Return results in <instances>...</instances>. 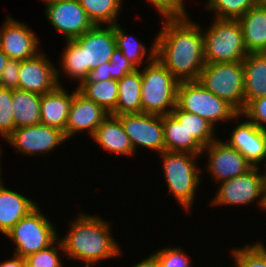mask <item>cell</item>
Segmentation results:
<instances>
[{"label": "cell", "mask_w": 266, "mask_h": 267, "mask_svg": "<svg viewBox=\"0 0 266 267\" xmlns=\"http://www.w3.org/2000/svg\"><path fill=\"white\" fill-rule=\"evenodd\" d=\"M116 47L115 25L104 29L101 25H94L74 40H67L61 66L65 75L79 79L81 84L91 70L110 62Z\"/></svg>", "instance_id": "2"}, {"label": "cell", "mask_w": 266, "mask_h": 267, "mask_svg": "<svg viewBox=\"0 0 266 267\" xmlns=\"http://www.w3.org/2000/svg\"><path fill=\"white\" fill-rule=\"evenodd\" d=\"M8 59H9L8 56L0 48V77H1L3 69L5 68L8 62Z\"/></svg>", "instance_id": "43"}, {"label": "cell", "mask_w": 266, "mask_h": 267, "mask_svg": "<svg viewBox=\"0 0 266 267\" xmlns=\"http://www.w3.org/2000/svg\"><path fill=\"white\" fill-rule=\"evenodd\" d=\"M257 6H266V0H254Z\"/></svg>", "instance_id": "44"}, {"label": "cell", "mask_w": 266, "mask_h": 267, "mask_svg": "<svg viewBox=\"0 0 266 267\" xmlns=\"http://www.w3.org/2000/svg\"><path fill=\"white\" fill-rule=\"evenodd\" d=\"M170 114L178 121L179 124L184 126L203 147L216 140L213 135L214 126H212L206 119L183 111L177 105Z\"/></svg>", "instance_id": "28"}, {"label": "cell", "mask_w": 266, "mask_h": 267, "mask_svg": "<svg viewBox=\"0 0 266 267\" xmlns=\"http://www.w3.org/2000/svg\"><path fill=\"white\" fill-rule=\"evenodd\" d=\"M197 25L188 21V15L165 16L156 36V58L179 82L198 80L206 64L203 34Z\"/></svg>", "instance_id": "1"}, {"label": "cell", "mask_w": 266, "mask_h": 267, "mask_svg": "<svg viewBox=\"0 0 266 267\" xmlns=\"http://www.w3.org/2000/svg\"><path fill=\"white\" fill-rule=\"evenodd\" d=\"M248 53H266V6L255 5L237 19Z\"/></svg>", "instance_id": "20"}, {"label": "cell", "mask_w": 266, "mask_h": 267, "mask_svg": "<svg viewBox=\"0 0 266 267\" xmlns=\"http://www.w3.org/2000/svg\"><path fill=\"white\" fill-rule=\"evenodd\" d=\"M38 39L33 31L8 17L0 30V48L10 59L23 61L37 56ZM38 48V49H37Z\"/></svg>", "instance_id": "16"}, {"label": "cell", "mask_w": 266, "mask_h": 267, "mask_svg": "<svg viewBox=\"0 0 266 267\" xmlns=\"http://www.w3.org/2000/svg\"><path fill=\"white\" fill-rule=\"evenodd\" d=\"M197 81L239 114L244 110L243 61L206 63Z\"/></svg>", "instance_id": "6"}, {"label": "cell", "mask_w": 266, "mask_h": 267, "mask_svg": "<svg viewBox=\"0 0 266 267\" xmlns=\"http://www.w3.org/2000/svg\"><path fill=\"white\" fill-rule=\"evenodd\" d=\"M0 267H26V261L25 258L14 254L13 259L0 263Z\"/></svg>", "instance_id": "41"}, {"label": "cell", "mask_w": 266, "mask_h": 267, "mask_svg": "<svg viewBox=\"0 0 266 267\" xmlns=\"http://www.w3.org/2000/svg\"><path fill=\"white\" fill-rule=\"evenodd\" d=\"M228 144L237 149L252 165L257 167L266 158V130L250 120L238 124L231 133Z\"/></svg>", "instance_id": "18"}, {"label": "cell", "mask_w": 266, "mask_h": 267, "mask_svg": "<svg viewBox=\"0 0 266 267\" xmlns=\"http://www.w3.org/2000/svg\"><path fill=\"white\" fill-rule=\"evenodd\" d=\"M46 6L47 19L66 36V40H74L94 26L78 0H64Z\"/></svg>", "instance_id": "13"}, {"label": "cell", "mask_w": 266, "mask_h": 267, "mask_svg": "<svg viewBox=\"0 0 266 267\" xmlns=\"http://www.w3.org/2000/svg\"><path fill=\"white\" fill-rule=\"evenodd\" d=\"M176 105L183 111L206 119L212 126L216 121L241 116L225 100L205 89L197 80L179 82Z\"/></svg>", "instance_id": "7"}, {"label": "cell", "mask_w": 266, "mask_h": 267, "mask_svg": "<svg viewBox=\"0 0 266 267\" xmlns=\"http://www.w3.org/2000/svg\"><path fill=\"white\" fill-rule=\"evenodd\" d=\"M149 54V63L141 72L142 112L167 115L176 107L179 81L156 58V41Z\"/></svg>", "instance_id": "4"}, {"label": "cell", "mask_w": 266, "mask_h": 267, "mask_svg": "<svg viewBox=\"0 0 266 267\" xmlns=\"http://www.w3.org/2000/svg\"><path fill=\"white\" fill-rule=\"evenodd\" d=\"M207 4L219 19H238L255 6L254 0H209Z\"/></svg>", "instance_id": "30"}, {"label": "cell", "mask_w": 266, "mask_h": 267, "mask_svg": "<svg viewBox=\"0 0 266 267\" xmlns=\"http://www.w3.org/2000/svg\"><path fill=\"white\" fill-rule=\"evenodd\" d=\"M112 79V62H105L91 70L83 82H99Z\"/></svg>", "instance_id": "40"}, {"label": "cell", "mask_w": 266, "mask_h": 267, "mask_svg": "<svg viewBox=\"0 0 266 267\" xmlns=\"http://www.w3.org/2000/svg\"><path fill=\"white\" fill-rule=\"evenodd\" d=\"M46 2V4H50V3H57V2H61L64 0H44Z\"/></svg>", "instance_id": "45"}, {"label": "cell", "mask_w": 266, "mask_h": 267, "mask_svg": "<svg viewBox=\"0 0 266 267\" xmlns=\"http://www.w3.org/2000/svg\"><path fill=\"white\" fill-rule=\"evenodd\" d=\"M159 13L165 16L187 15L183 0H149Z\"/></svg>", "instance_id": "39"}, {"label": "cell", "mask_w": 266, "mask_h": 267, "mask_svg": "<svg viewBox=\"0 0 266 267\" xmlns=\"http://www.w3.org/2000/svg\"><path fill=\"white\" fill-rule=\"evenodd\" d=\"M165 150L200 155L204 147L171 115H162Z\"/></svg>", "instance_id": "24"}, {"label": "cell", "mask_w": 266, "mask_h": 267, "mask_svg": "<svg viewBox=\"0 0 266 267\" xmlns=\"http://www.w3.org/2000/svg\"><path fill=\"white\" fill-rule=\"evenodd\" d=\"M232 253L236 261L235 267H266V247L260 242L252 246L246 245L243 249H233Z\"/></svg>", "instance_id": "32"}, {"label": "cell", "mask_w": 266, "mask_h": 267, "mask_svg": "<svg viewBox=\"0 0 266 267\" xmlns=\"http://www.w3.org/2000/svg\"><path fill=\"white\" fill-rule=\"evenodd\" d=\"M92 138L111 153L131 155L133 146L121 124L120 118L109 114L96 129Z\"/></svg>", "instance_id": "22"}, {"label": "cell", "mask_w": 266, "mask_h": 267, "mask_svg": "<svg viewBox=\"0 0 266 267\" xmlns=\"http://www.w3.org/2000/svg\"><path fill=\"white\" fill-rule=\"evenodd\" d=\"M132 267H160L157 254L155 253L150 255V257L142 260V262H139Z\"/></svg>", "instance_id": "42"}, {"label": "cell", "mask_w": 266, "mask_h": 267, "mask_svg": "<svg viewBox=\"0 0 266 267\" xmlns=\"http://www.w3.org/2000/svg\"><path fill=\"white\" fill-rule=\"evenodd\" d=\"M55 230L37 206L26 217L21 218L6 236L17 246L14 254L26 258L53 243L56 244L58 236Z\"/></svg>", "instance_id": "9"}, {"label": "cell", "mask_w": 266, "mask_h": 267, "mask_svg": "<svg viewBox=\"0 0 266 267\" xmlns=\"http://www.w3.org/2000/svg\"><path fill=\"white\" fill-rule=\"evenodd\" d=\"M110 62H112V79L119 80L137 69L117 47L113 51Z\"/></svg>", "instance_id": "37"}, {"label": "cell", "mask_w": 266, "mask_h": 267, "mask_svg": "<svg viewBox=\"0 0 266 267\" xmlns=\"http://www.w3.org/2000/svg\"><path fill=\"white\" fill-rule=\"evenodd\" d=\"M19 69L20 61L9 58L0 77V87H5L12 90L18 89Z\"/></svg>", "instance_id": "38"}, {"label": "cell", "mask_w": 266, "mask_h": 267, "mask_svg": "<svg viewBox=\"0 0 266 267\" xmlns=\"http://www.w3.org/2000/svg\"><path fill=\"white\" fill-rule=\"evenodd\" d=\"M72 99L73 93L70 95L60 85L43 94L40 103L41 123L64 132Z\"/></svg>", "instance_id": "19"}, {"label": "cell", "mask_w": 266, "mask_h": 267, "mask_svg": "<svg viewBox=\"0 0 266 267\" xmlns=\"http://www.w3.org/2000/svg\"><path fill=\"white\" fill-rule=\"evenodd\" d=\"M118 117L134 151L138 145L159 151L160 154L165 151L162 115L140 112Z\"/></svg>", "instance_id": "11"}, {"label": "cell", "mask_w": 266, "mask_h": 267, "mask_svg": "<svg viewBox=\"0 0 266 267\" xmlns=\"http://www.w3.org/2000/svg\"><path fill=\"white\" fill-rule=\"evenodd\" d=\"M66 140L63 131L42 123L16 128L6 138L16 151L26 155L47 153Z\"/></svg>", "instance_id": "12"}, {"label": "cell", "mask_w": 266, "mask_h": 267, "mask_svg": "<svg viewBox=\"0 0 266 267\" xmlns=\"http://www.w3.org/2000/svg\"><path fill=\"white\" fill-rule=\"evenodd\" d=\"M121 29L118 23L115 24L116 46L122 54L137 68V65H142V60L145 57L146 47L136 40L131 38Z\"/></svg>", "instance_id": "31"}, {"label": "cell", "mask_w": 266, "mask_h": 267, "mask_svg": "<svg viewBox=\"0 0 266 267\" xmlns=\"http://www.w3.org/2000/svg\"><path fill=\"white\" fill-rule=\"evenodd\" d=\"M77 88L82 95L100 105L107 113L112 114L116 110L118 80L82 82Z\"/></svg>", "instance_id": "27"}, {"label": "cell", "mask_w": 266, "mask_h": 267, "mask_svg": "<svg viewBox=\"0 0 266 267\" xmlns=\"http://www.w3.org/2000/svg\"><path fill=\"white\" fill-rule=\"evenodd\" d=\"M12 89L0 87V133L5 139L15 130Z\"/></svg>", "instance_id": "33"}, {"label": "cell", "mask_w": 266, "mask_h": 267, "mask_svg": "<svg viewBox=\"0 0 266 267\" xmlns=\"http://www.w3.org/2000/svg\"><path fill=\"white\" fill-rule=\"evenodd\" d=\"M243 68L245 108L251 100L266 97V53H248Z\"/></svg>", "instance_id": "23"}, {"label": "cell", "mask_w": 266, "mask_h": 267, "mask_svg": "<svg viewBox=\"0 0 266 267\" xmlns=\"http://www.w3.org/2000/svg\"><path fill=\"white\" fill-rule=\"evenodd\" d=\"M86 11L88 18L94 25H115L118 21L117 14L120 11L121 0H78Z\"/></svg>", "instance_id": "29"}, {"label": "cell", "mask_w": 266, "mask_h": 267, "mask_svg": "<svg viewBox=\"0 0 266 267\" xmlns=\"http://www.w3.org/2000/svg\"><path fill=\"white\" fill-rule=\"evenodd\" d=\"M73 99L70 106L67 125L64 131L66 139L76 132L89 130L91 136L109 115L100 105L87 99L78 88L73 91Z\"/></svg>", "instance_id": "17"}, {"label": "cell", "mask_w": 266, "mask_h": 267, "mask_svg": "<svg viewBox=\"0 0 266 267\" xmlns=\"http://www.w3.org/2000/svg\"><path fill=\"white\" fill-rule=\"evenodd\" d=\"M41 94L20 89L12 90L15 128L41 123Z\"/></svg>", "instance_id": "26"}, {"label": "cell", "mask_w": 266, "mask_h": 267, "mask_svg": "<svg viewBox=\"0 0 266 267\" xmlns=\"http://www.w3.org/2000/svg\"><path fill=\"white\" fill-rule=\"evenodd\" d=\"M160 267H190L181 248H165L156 252Z\"/></svg>", "instance_id": "36"}, {"label": "cell", "mask_w": 266, "mask_h": 267, "mask_svg": "<svg viewBox=\"0 0 266 267\" xmlns=\"http://www.w3.org/2000/svg\"><path fill=\"white\" fill-rule=\"evenodd\" d=\"M240 114L252 120L250 122L257 127L266 130V97L251 100Z\"/></svg>", "instance_id": "35"}, {"label": "cell", "mask_w": 266, "mask_h": 267, "mask_svg": "<svg viewBox=\"0 0 266 267\" xmlns=\"http://www.w3.org/2000/svg\"><path fill=\"white\" fill-rule=\"evenodd\" d=\"M203 41L205 63L239 62L248 55L237 19L215 18Z\"/></svg>", "instance_id": "5"}, {"label": "cell", "mask_w": 266, "mask_h": 267, "mask_svg": "<svg viewBox=\"0 0 266 267\" xmlns=\"http://www.w3.org/2000/svg\"><path fill=\"white\" fill-rule=\"evenodd\" d=\"M258 169L253 167L245 174L221 182L212 204L239 206L260 198L259 204L266 210V176L258 174Z\"/></svg>", "instance_id": "10"}, {"label": "cell", "mask_w": 266, "mask_h": 267, "mask_svg": "<svg viewBox=\"0 0 266 267\" xmlns=\"http://www.w3.org/2000/svg\"><path fill=\"white\" fill-rule=\"evenodd\" d=\"M141 71L134 70L118 80V100L113 115L140 113L141 107Z\"/></svg>", "instance_id": "25"}, {"label": "cell", "mask_w": 266, "mask_h": 267, "mask_svg": "<svg viewBox=\"0 0 266 267\" xmlns=\"http://www.w3.org/2000/svg\"><path fill=\"white\" fill-rule=\"evenodd\" d=\"M209 153L208 169L214 175L216 181L223 182L235 176L245 174L253 165L234 147L228 143L214 140L205 146Z\"/></svg>", "instance_id": "14"}, {"label": "cell", "mask_w": 266, "mask_h": 267, "mask_svg": "<svg viewBox=\"0 0 266 267\" xmlns=\"http://www.w3.org/2000/svg\"><path fill=\"white\" fill-rule=\"evenodd\" d=\"M54 243L25 258L26 267H63Z\"/></svg>", "instance_id": "34"}, {"label": "cell", "mask_w": 266, "mask_h": 267, "mask_svg": "<svg viewBox=\"0 0 266 267\" xmlns=\"http://www.w3.org/2000/svg\"><path fill=\"white\" fill-rule=\"evenodd\" d=\"M43 54L20 61L18 89L38 94L52 91L57 85L59 71Z\"/></svg>", "instance_id": "15"}, {"label": "cell", "mask_w": 266, "mask_h": 267, "mask_svg": "<svg viewBox=\"0 0 266 267\" xmlns=\"http://www.w3.org/2000/svg\"><path fill=\"white\" fill-rule=\"evenodd\" d=\"M0 154H1V151H0ZM1 181H2V179H1V168H0V183H1Z\"/></svg>", "instance_id": "46"}, {"label": "cell", "mask_w": 266, "mask_h": 267, "mask_svg": "<svg viewBox=\"0 0 266 267\" xmlns=\"http://www.w3.org/2000/svg\"><path fill=\"white\" fill-rule=\"evenodd\" d=\"M163 159V170L169 191L188 211L195 198L199 173L195 158L200 155L187 152L164 151L160 154ZM191 205V206H190Z\"/></svg>", "instance_id": "8"}, {"label": "cell", "mask_w": 266, "mask_h": 267, "mask_svg": "<svg viewBox=\"0 0 266 267\" xmlns=\"http://www.w3.org/2000/svg\"><path fill=\"white\" fill-rule=\"evenodd\" d=\"M37 207L31 199L3 187L0 183V232L7 234L13 226Z\"/></svg>", "instance_id": "21"}, {"label": "cell", "mask_w": 266, "mask_h": 267, "mask_svg": "<svg viewBox=\"0 0 266 267\" xmlns=\"http://www.w3.org/2000/svg\"><path fill=\"white\" fill-rule=\"evenodd\" d=\"M73 221L66 238L57 242L69 260L81 259L93 264L121 253L110 235L109 225L100 217L81 213Z\"/></svg>", "instance_id": "3"}]
</instances>
